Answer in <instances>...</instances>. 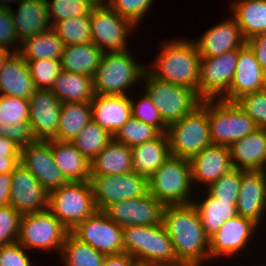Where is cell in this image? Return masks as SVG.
I'll return each instance as SVG.
<instances>
[{
	"label": "cell",
	"mask_w": 266,
	"mask_h": 266,
	"mask_svg": "<svg viewBox=\"0 0 266 266\" xmlns=\"http://www.w3.org/2000/svg\"><path fill=\"white\" fill-rule=\"evenodd\" d=\"M30 105L29 100L1 95L0 99V136L8 126L19 122H29Z\"/></svg>",
	"instance_id": "cell-41"
},
{
	"label": "cell",
	"mask_w": 266,
	"mask_h": 266,
	"mask_svg": "<svg viewBox=\"0 0 266 266\" xmlns=\"http://www.w3.org/2000/svg\"><path fill=\"white\" fill-rule=\"evenodd\" d=\"M11 173L0 174V207L9 205Z\"/></svg>",
	"instance_id": "cell-55"
},
{
	"label": "cell",
	"mask_w": 266,
	"mask_h": 266,
	"mask_svg": "<svg viewBox=\"0 0 266 266\" xmlns=\"http://www.w3.org/2000/svg\"><path fill=\"white\" fill-rule=\"evenodd\" d=\"M235 102L253 119L258 128L266 129V91L244 94Z\"/></svg>",
	"instance_id": "cell-47"
},
{
	"label": "cell",
	"mask_w": 266,
	"mask_h": 266,
	"mask_svg": "<svg viewBox=\"0 0 266 266\" xmlns=\"http://www.w3.org/2000/svg\"><path fill=\"white\" fill-rule=\"evenodd\" d=\"M146 64L138 63L131 51L104 52L93 76V90L99 95H127L136 83L142 81Z\"/></svg>",
	"instance_id": "cell-4"
},
{
	"label": "cell",
	"mask_w": 266,
	"mask_h": 266,
	"mask_svg": "<svg viewBox=\"0 0 266 266\" xmlns=\"http://www.w3.org/2000/svg\"><path fill=\"white\" fill-rule=\"evenodd\" d=\"M207 116L212 144L230 146L258 128L235 101L207 99Z\"/></svg>",
	"instance_id": "cell-8"
},
{
	"label": "cell",
	"mask_w": 266,
	"mask_h": 266,
	"mask_svg": "<svg viewBox=\"0 0 266 266\" xmlns=\"http://www.w3.org/2000/svg\"><path fill=\"white\" fill-rule=\"evenodd\" d=\"M165 205L153 195L119 201L103 212L118 226H150L162 223Z\"/></svg>",
	"instance_id": "cell-16"
},
{
	"label": "cell",
	"mask_w": 266,
	"mask_h": 266,
	"mask_svg": "<svg viewBox=\"0 0 266 266\" xmlns=\"http://www.w3.org/2000/svg\"><path fill=\"white\" fill-rule=\"evenodd\" d=\"M132 150V170L150 178L171 156L167 133H161L154 140L137 145Z\"/></svg>",
	"instance_id": "cell-29"
},
{
	"label": "cell",
	"mask_w": 266,
	"mask_h": 266,
	"mask_svg": "<svg viewBox=\"0 0 266 266\" xmlns=\"http://www.w3.org/2000/svg\"><path fill=\"white\" fill-rule=\"evenodd\" d=\"M36 89H51L62 71L60 60H26Z\"/></svg>",
	"instance_id": "cell-43"
},
{
	"label": "cell",
	"mask_w": 266,
	"mask_h": 266,
	"mask_svg": "<svg viewBox=\"0 0 266 266\" xmlns=\"http://www.w3.org/2000/svg\"><path fill=\"white\" fill-rule=\"evenodd\" d=\"M160 134L161 132L153 125L146 124L131 116L113 135V139L133 148L146 141L154 140Z\"/></svg>",
	"instance_id": "cell-40"
},
{
	"label": "cell",
	"mask_w": 266,
	"mask_h": 266,
	"mask_svg": "<svg viewBox=\"0 0 266 266\" xmlns=\"http://www.w3.org/2000/svg\"><path fill=\"white\" fill-rule=\"evenodd\" d=\"M239 48L225 52L220 56L200 58L199 97L221 99L234 78Z\"/></svg>",
	"instance_id": "cell-14"
},
{
	"label": "cell",
	"mask_w": 266,
	"mask_h": 266,
	"mask_svg": "<svg viewBox=\"0 0 266 266\" xmlns=\"http://www.w3.org/2000/svg\"><path fill=\"white\" fill-rule=\"evenodd\" d=\"M197 40L194 42L201 58L220 56L225 52L241 48L246 43L232 15L227 20L208 28Z\"/></svg>",
	"instance_id": "cell-22"
},
{
	"label": "cell",
	"mask_w": 266,
	"mask_h": 266,
	"mask_svg": "<svg viewBox=\"0 0 266 266\" xmlns=\"http://www.w3.org/2000/svg\"><path fill=\"white\" fill-rule=\"evenodd\" d=\"M48 199L41 183L19 163L11 173L9 205L24 215L47 209Z\"/></svg>",
	"instance_id": "cell-17"
},
{
	"label": "cell",
	"mask_w": 266,
	"mask_h": 266,
	"mask_svg": "<svg viewBox=\"0 0 266 266\" xmlns=\"http://www.w3.org/2000/svg\"><path fill=\"white\" fill-rule=\"evenodd\" d=\"M148 186L149 193L164 205L192 203L189 159L170 156L148 179Z\"/></svg>",
	"instance_id": "cell-5"
},
{
	"label": "cell",
	"mask_w": 266,
	"mask_h": 266,
	"mask_svg": "<svg viewBox=\"0 0 266 266\" xmlns=\"http://www.w3.org/2000/svg\"><path fill=\"white\" fill-rule=\"evenodd\" d=\"M35 90L26 60L13 53L0 71V95L29 100Z\"/></svg>",
	"instance_id": "cell-27"
},
{
	"label": "cell",
	"mask_w": 266,
	"mask_h": 266,
	"mask_svg": "<svg viewBox=\"0 0 266 266\" xmlns=\"http://www.w3.org/2000/svg\"><path fill=\"white\" fill-rule=\"evenodd\" d=\"M230 8L245 41L266 33V0H235Z\"/></svg>",
	"instance_id": "cell-32"
},
{
	"label": "cell",
	"mask_w": 266,
	"mask_h": 266,
	"mask_svg": "<svg viewBox=\"0 0 266 266\" xmlns=\"http://www.w3.org/2000/svg\"><path fill=\"white\" fill-rule=\"evenodd\" d=\"M69 232L47 208L21 216L17 242L26 251L39 249L40 251H55L59 255Z\"/></svg>",
	"instance_id": "cell-10"
},
{
	"label": "cell",
	"mask_w": 266,
	"mask_h": 266,
	"mask_svg": "<svg viewBox=\"0 0 266 266\" xmlns=\"http://www.w3.org/2000/svg\"><path fill=\"white\" fill-rule=\"evenodd\" d=\"M71 233L105 256L124 253L122 227L103 211H96L87 217Z\"/></svg>",
	"instance_id": "cell-13"
},
{
	"label": "cell",
	"mask_w": 266,
	"mask_h": 266,
	"mask_svg": "<svg viewBox=\"0 0 266 266\" xmlns=\"http://www.w3.org/2000/svg\"><path fill=\"white\" fill-rule=\"evenodd\" d=\"M20 163L32 173L48 193L68 183L57 168L51 145L47 141H35L21 147Z\"/></svg>",
	"instance_id": "cell-18"
},
{
	"label": "cell",
	"mask_w": 266,
	"mask_h": 266,
	"mask_svg": "<svg viewBox=\"0 0 266 266\" xmlns=\"http://www.w3.org/2000/svg\"><path fill=\"white\" fill-rule=\"evenodd\" d=\"M20 149L13 140L0 136V157H20Z\"/></svg>",
	"instance_id": "cell-54"
},
{
	"label": "cell",
	"mask_w": 266,
	"mask_h": 266,
	"mask_svg": "<svg viewBox=\"0 0 266 266\" xmlns=\"http://www.w3.org/2000/svg\"><path fill=\"white\" fill-rule=\"evenodd\" d=\"M262 90L266 91V67L262 70Z\"/></svg>",
	"instance_id": "cell-60"
},
{
	"label": "cell",
	"mask_w": 266,
	"mask_h": 266,
	"mask_svg": "<svg viewBox=\"0 0 266 266\" xmlns=\"http://www.w3.org/2000/svg\"><path fill=\"white\" fill-rule=\"evenodd\" d=\"M29 105V123L35 140H56L62 102L50 89H36Z\"/></svg>",
	"instance_id": "cell-19"
},
{
	"label": "cell",
	"mask_w": 266,
	"mask_h": 266,
	"mask_svg": "<svg viewBox=\"0 0 266 266\" xmlns=\"http://www.w3.org/2000/svg\"><path fill=\"white\" fill-rule=\"evenodd\" d=\"M57 168L68 182L90 180V161L70 141L48 140Z\"/></svg>",
	"instance_id": "cell-28"
},
{
	"label": "cell",
	"mask_w": 266,
	"mask_h": 266,
	"mask_svg": "<svg viewBox=\"0 0 266 266\" xmlns=\"http://www.w3.org/2000/svg\"><path fill=\"white\" fill-rule=\"evenodd\" d=\"M124 253L134 257L140 266L181 263L163 224L122 227Z\"/></svg>",
	"instance_id": "cell-3"
},
{
	"label": "cell",
	"mask_w": 266,
	"mask_h": 266,
	"mask_svg": "<svg viewBox=\"0 0 266 266\" xmlns=\"http://www.w3.org/2000/svg\"><path fill=\"white\" fill-rule=\"evenodd\" d=\"M237 215L251 219L258 226L266 212V171H245L241 177Z\"/></svg>",
	"instance_id": "cell-21"
},
{
	"label": "cell",
	"mask_w": 266,
	"mask_h": 266,
	"mask_svg": "<svg viewBox=\"0 0 266 266\" xmlns=\"http://www.w3.org/2000/svg\"><path fill=\"white\" fill-rule=\"evenodd\" d=\"M21 216L10 205L0 207V246L17 242Z\"/></svg>",
	"instance_id": "cell-48"
},
{
	"label": "cell",
	"mask_w": 266,
	"mask_h": 266,
	"mask_svg": "<svg viewBox=\"0 0 266 266\" xmlns=\"http://www.w3.org/2000/svg\"><path fill=\"white\" fill-rule=\"evenodd\" d=\"M52 29L64 45L92 42L90 16L57 21L52 25Z\"/></svg>",
	"instance_id": "cell-39"
},
{
	"label": "cell",
	"mask_w": 266,
	"mask_h": 266,
	"mask_svg": "<svg viewBox=\"0 0 266 266\" xmlns=\"http://www.w3.org/2000/svg\"><path fill=\"white\" fill-rule=\"evenodd\" d=\"M262 70V67L256 60L254 52L245 43L239 48L234 78L228 92L221 99L236 101L244 94L261 91Z\"/></svg>",
	"instance_id": "cell-23"
},
{
	"label": "cell",
	"mask_w": 266,
	"mask_h": 266,
	"mask_svg": "<svg viewBox=\"0 0 266 266\" xmlns=\"http://www.w3.org/2000/svg\"><path fill=\"white\" fill-rule=\"evenodd\" d=\"M137 100H135V97L133 99L130 97L132 116L146 124L153 125L161 133H167L168 126L163 121L158 109L149 96L143 91L140 100Z\"/></svg>",
	"instance_id": "cell-45"
},
{
	"label": "cell",
	"mask_w": 266,
	"mask_h": 266,
	"mask_svg": "<svg viewBox=\"0 0 266 266\" xmlns=\"http://www.w3.org/2000/svg\"><path fill=\"white\" fill-rule=\"evenodd\" d=\"M201 201L192 200V204L198 212L205 234L210 238L230 218L237 215V202L218 201L208 192Z\"/></svg>",
	"instance_id": "cell-34"
},
{
	"label": "cell",
	"mask_w": 266,
	"mask_h": 266,
	"mask_svg": "<svg viewBox=\"0 0 266 266\" xmlns=\"http://www.w3.org/2000/svg\"><path fill=\"white\" fill-rule=\"evenodd\" d=\"M89 182L97 211L149 193L148 178L134 171L120 175H90Z\"/></svg>",
	"instance_id": "cell-12"
},
{
	"label": "cell",
	"mask_w": 266,
	"mask_h": 266,
	"mask_svg": "<svg viewBox=\"0 0 266 266\" xmlns=\"http://www.w3.org/2000/svg\"><path fill=\"white\" fill-rule=\"evenodd\" d=\"M112 139L113 136L107 130L92 120L76 135L71 143L91 161Z\"/></svg>",
	"instance_id": "cell-38"
},
{
	"label": "cell",
	"mask_w": 266,
	"mask_h": 266,
	"mask_svg": "<svg viewBox=\"0 0 266 266\" xmlns=\"http://www.w3.org/2000/svg\"><path fill=\"white\" fill-rule=\"evenodd\" d=\"M21 45L18 53L25 60H60L65 46L52 28L27 38Z\"/></svg>",
	"instance_id": "cell-36"
},
{
	"label": "cell",
	"mask_w": 266,
	"mask_h": 266,
	"mask_svg": "<svg viewBox=\"0 0 266 266\" xmlns=\"http://www.w3.org/2000/svg\"><path fill=\"white\" fill-rule=\"evenodd\" d=\"M170 155L190 159L211 145L207 99L191 113L168 126Z\"/></svg>",
	"instance_id": "cell-7"
},
{
	"label": "cell",
	"mask_w": 266,
	"mask_h": 266,
	"mask_svg": "<svg viewBox=\"0 0 266 266\" xmlns=\"http://www.w3.org/2000/svg\"><path fill=\"white\" fill-rule=\"evenodd\" d=\"M20 163V157H0V174L12 173Z\"/></svg>",
	"instance_id": "cell-56"
},
{
	"label": "cell",
	"mask_w": 266,
	"mask_h": 266,
	"mask_svg": "<svg viewBox=\"0 0 266 266\" xmlns=\"http://www.w3.org/2000/svg\"><path fill=\"white\" fill-rule=\"evenodd\" d=\"M87 3L91 8L105 5V0H80Z\"/></svg>",
	"instance_id": "cell-58"
},
{
	"label": "cell",
	"mask_w": 266,
	"mask_h": 266,
	"mask_svg": "<svg viewBox=\"0 0 266 266\" xmlns=\"http://www.w3.org/2000/svg\"><path fill=\"white\" fill-rule=\"evenodd\" d=\"M13 51H10L6 48H0V71L3 68L6 61L9 59V57L13 54Z\"/></svg>",
	"instance_id": "cell-57"
},
{
	"label": "cell",
	"mask_w": 266,
	"mask_h": 266,
	"mask_svg": "<svg viewBox=\"0 0 266 266\" xmlns=\"http://www.w3.org/2000/svg\"><path fill=\"white\" fill-rule=\"evenodd\" d=\"M246 44L254 52L256 60L263 68L266 67V33L258 34L246 40Z\"/></svg>",
	"instance_id": "cell-52"
},
{
	"label": "cell",
	"mask_w": 266,
	"mask_h": 266,
	"mask_svg": "<svg viewBox=\"0 0 266 266\" xmlns=\"http://www.w3.org/2000/svg\"><path fill=\"white\" fill-rule=\"evenodd\" d=\"M20 46L21 42L16 34L11 10L0 8V48L14 49L12 51L17 53L20 50Z\"/></svg>",
	"instance_id": "cell-49"
},
{
	"label": "cell",
	"mask_w": 266,
	"mask_h": 266,
	"mask_svg": "<svg viewBox=\"0 0 266 266\" xmlns=\"http://www.w3.org/2000/svg\"><path fill=\"white\" fill-rule=\"evenodd\" d=\"M16 34L22 43L27 38L52 28L47 0H23L18 9H10Z\"/></svg>",
	"instance_id": "cell-26"
},
{
	"label": "cell",
	"mask_w": 266,
	"mask_h": 266,
	"mask_svg": "<svg viewBox=\"0 0 266 266\" xmlns=\"http://www.w3.org/2000/svg\"><path fill=\"white\" fill-rule=\"evenodd\" d=\"M169 40L162 41L160 52L146 69L162 81L195 90L199 96L201 57L194 39Z\"/></svg>",
	"instance_id": "cell-2"
},
{
	"label": "cell",
	"mask_w": 266,
	"mask_h": 266,
	"mask_svg": "<svg viewBox=\"0 0 266 266\" xmlns=\"http://www.w3.org/2000/svg\"><path fill=\"white\" fill-rule=\"evenodd\" d=\"M259 226L251 219L236 215L228 219L209 239L210 261L241 255L252 242ZM250 242V243H249ZM241 252V253H240Z\"/></svg>",
	"instance_id": "cell-15"
},
{
	"label": "cell",
	"mask_w": 266,
	"mask_h": 266,
	"mask_svg": "<svg viewBox=\"0 0 266 266\" xmlns=\"http://www.w3.org/2000/svg\"><path fill=\"white\" fill-rule=\"evenodd\" d=\"M62 102L91 103L95 95L93 78L62 70L50 89Z\"/></svg>",
	"instance_id": "cell-33"
},
{
	"label": "cell",
	"mask_w": 266,
	"mask_h": 266,
	"mask_svg": "<svg viewBox=\"0 0 266 266\" xmlns=\"http://www.w3.org/2000/svg\"><path fill=\"white\" fill-rule=\"evenodd\" d=\"M48 209L71 232L97 211L90 182H68L51 191Z\"/></svg>",
	"instance_id": "cell-9"
},
{
	"label": "cell",
	"mask_w": 266,
	"mask_h": 266,
	"mask_svg": "<svg viewBox=\"0 0 266 266\" xmlns=\"http://www.w3.org/2000/svg\"><path fill=\"white\" fill-rule=\"evenodd\" d=\"M142 80H145L144 92L153 101L167 126L191 113L202 101L195 90L162 81L147 69Z\"/></svg>",
	"instance_id": "cell-6"
},
{
	"label": "cell",
	"mask_w": 266,
	"mask_h": 266,
	"mask_svg": "<svg viewBox=\"0 0 266 266\" xmlns=\"http://www.w3.org/2000/svg\"><path fill=\"white\" fill-rule=\"evenodd\" d=\"M90 121H92L91 103H62L56 140L71 142Z\"/></svg>",
	"instance_id": "cell-35"
},
{
	"label": "cell",
	"mask_w": 266,
	"mask_h": 266,
	"mask_svg": "<svg viewBox=\"0 0 266 266\" xmlns=\"http://www.w3.org/2000/svg\"><path fill=\"white\" fill-rule=\"evenodd\" d=\"M92 120L112 136L132 116L128 95L95 94L91 101Z\"/></svg>",
	"instance_id": "cell-25"
},
{
	"label": "cell",
	"mask_w": 266,
	"mask_h": 266,
	"mask_svg": "<svg viewBox=\"0 0 266 266\" xmlns=\"http://www.w3.org/2000/svg\"><path fill=\"white\" fill-rule=\"evenodd\" d=\"M102 266H140V264L128 253H122L118 255L105 256Z\"/></svg>",
	"instance_id": "cell-53"
},
{
	"label": "cell",
	"mask_w": 266,
	"mask_h": 266,
	"mask_svg": "<svg viewBox=\"0 0 266 266\" xmlns=\"http://www.w3.org/2000/svg\"><path fill=\"white\" fill-rule=\"evenodd\" d=\"M192 181L205 189L233 168L229 146L211 144L189 159Z\"/></svg>",
	"instance_id": "cell-20"
},
{
	"label": "cell",
	"mask_w": 266,
	"mask_h": 266,
	"mask_svg": "<svg viewBox=\"0 0 266 266\" xmlns=\"http://www.w3.org/2000/svg\"><path fill=\"white\" fill-rule=\"evenodd\" d=\"M51 25L73 17L90 16L91 7L80 0H47Z\"/></svg>",
	"instance_id": "cell-44"
},
{
	"label": "cell",
	"mask_w": 266,
	"mask_h": 266,
	"mask_svg": "<svg viewBox=\"0 0 266 266\" xmlns=\"http://www.w3.org/2000/svg\"><path fill=\"white\" fill-rule=\"evenodd\" d=\"M132 171L131 148L114 139L90 161V175H120Z\"/></svg>",
	"instance_id": "cell-30"
},
{
	"label": "cell",
	"mask_w": 266,
	"mask_h": 266,
	"mask_svg": "<svg viewBox=\"0 0 266 266\" xmlns=\"http://www.w3.org/2000/svg\"><path fill=\"white\" fill-rule=\"evenodd\" d=\"M2 136L13 140L20 147L27 146L36 141L29 122H19L13 126H8L7 129L2 131Z\"/></svg>",
	"instance_id": "cell-51"
},
{
	"label": "cell",
	"mask_w": 266,
	"mask_h": 266,
	"mask_svg": "<svg viewBox=\"0 0 266 266\" xmlns=\"http://www.w3.org/2000/svg\"><path fill=\"white\" fill-rule=\"evenodd\" d=\"M233 168L266 171V129L257 128L229 146Z\"/></svg>",
	"instance_id": "cell-24"
},
{
	"label": "cell",
	"mask_w": 266,
	"mask_h": 266,
	"mask_svg": "<svg viewBox=\"0 0 266 266\" xmlns=\"http://www.w3.org/2000/svg\"><path fill=\"white\" fill-rule=\"evenodd\" d=\"M154 0H105V4L136 27L147 14ZM145 15V16H144ZM141 20V21H140Z\"/></svg>",
	"instance_id": "cell-46"
},
{
	"label": "cell",
	"mask_w": 266,
	"mask_h": 266,
	"mask_svg": "<svg viewBox=\"0 0 266 266\" xmlns=\"http://www.w3.org/2000/svg\"><path fill=\"white\" fill-rule=\"evenodd\" d=\"M92 42L104 52L128 50V37L136 26L106 4L90 11Z\"/></svg>",
	"instance_id": "cell-11"
},
{
	"label": "cell",
	"mask_w": 266,
	"mask_h": 266,
	"mask_svg": "<svg viewBox=\"0 0 266 266\" xmlns=\"http://www.w3.org/2000/svg\"><path fill=\"white\" fill-rule=\"evenodd\" d=\"M162 224L181 263L204 266L210 261L209 237L192 203L165 205Z\"/></svg>",
	"instance_id": "cell-1"
},
{
	"label": "cell",
	"mask_w": 266,
	"mask_h": 266,
	"mask_svg": "<svg viewBox=\"0 0 266 266\" xmlns=\"http://www.w3.org/2000/svg\"><path fill=\"white\" fill-rule=\"evenodd\" d=\"M15 1H17L18 4H20L23 0H0V8L12 9L10 5L13 4Z\"/></svg>",
	"instance_id": "cell-59"
},
{
	"label": "cell",
	"mask_w": 266,
	"mask_h": 266,
	"mask_svg": "<svg viewBox=\"0 0 266 266\" xmlns=\"http://www.w3.org/2000/svg\"><path fill=\"white\" fill-rule=\"evenodd\" d=\"M63 266H102L105 255L69 232L60 254Z\"/></svg>",
	"instance_id": "cell-37"
},
{
	"label": "cell",
	"mask_w": 266,
	"mask_h": 266,
	"mask_svg": "<svg viewBox=\"0 0 266 266\" xmlns=\"http://www.w3.org/2000/svg\"><path fill=\"white\" fill-rule=\"evenodd\" d=\"M102 55L103 52L93 42L65 45L60 64L64 71L93 78Z\"/></svg>",
	"instance_id": "cell-31"
},
{
	"label": "cell",
	"mask_w": 266,
	"mask_h": 266,
	"mask_svg": "<svg viewBox=\"0 0 266 266\" xmlns=\"http://www.w3.org/2000/svg\"><path fill=\"white\" fill-rule=\"evenodd\" d=\"M25 250L18 242L0 246V266H33Z\"/></svg>",
	"instance_id": "cell-50"
},
{
	"label": "cell",
	"mask_w": 266,
	"mask_h": 266,
	"mask_svg": "<svg viewBox=\"0 0 266 266\" xmlns=\"http://www.w3.org/2000/svg\"><path fill=\"white\" fill-rule=\"evenodd\" d=\"M152 266H193V265L187 263H178L175 265H152Z\"/></svg>",
	"instance_id": "cell-61"
},
{
	"label": "cell",
	"mask_w": 266,
	"mask_h": 266,
	"mask_svg": "<svg viewBox=\"0 0 266 266\" xmlns=\"http://www.w3.org/2000/svg\"><path fill=\"white\" fill-rule=\"evenodd\" d=\"M246 170L232 168L217 181L210 184L207 192L218 201L237 202L240 191L241 177Z\"/></svg>",
	"instance_id": "cell-42"
}]
</instances>
